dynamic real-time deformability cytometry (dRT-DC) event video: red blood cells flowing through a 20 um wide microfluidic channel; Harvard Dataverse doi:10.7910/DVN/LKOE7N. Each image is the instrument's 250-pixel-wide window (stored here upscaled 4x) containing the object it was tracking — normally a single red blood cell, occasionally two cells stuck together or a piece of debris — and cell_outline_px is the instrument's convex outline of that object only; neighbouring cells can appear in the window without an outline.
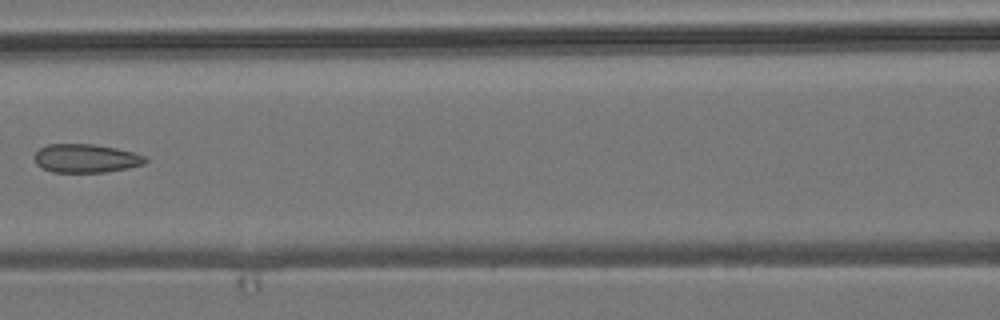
{"species": "common noctule bat (a hibernating species)", "species_latin": "Nyctalus noctula", "temperature_condition": "room temperature", "stored_images_in_passage": 7, "camera_frame_rate_fps": 3000, "um_per_image_px": 0.085, "animal": {"sex": "male", "body_mass_g": 19.2, "forearm_length_mm": 51.8}, "frame": {"image": 1, "passage_image": 7, "time_ms": 7.0, "image_size_px": [1000, 320], "cell_outline_px": [[148, 160], [144, 164], [128, 168], [104, 172], [52, 172], [36, 164], [36, 152], [40, 148], [48, 144], [92, 144], [116, 148], [132, 152], [144, 156]], "centroid_in_image_um": [7.32, 13.46], "position_along_channel_um": 159.3, "area_um2": 18.26}}